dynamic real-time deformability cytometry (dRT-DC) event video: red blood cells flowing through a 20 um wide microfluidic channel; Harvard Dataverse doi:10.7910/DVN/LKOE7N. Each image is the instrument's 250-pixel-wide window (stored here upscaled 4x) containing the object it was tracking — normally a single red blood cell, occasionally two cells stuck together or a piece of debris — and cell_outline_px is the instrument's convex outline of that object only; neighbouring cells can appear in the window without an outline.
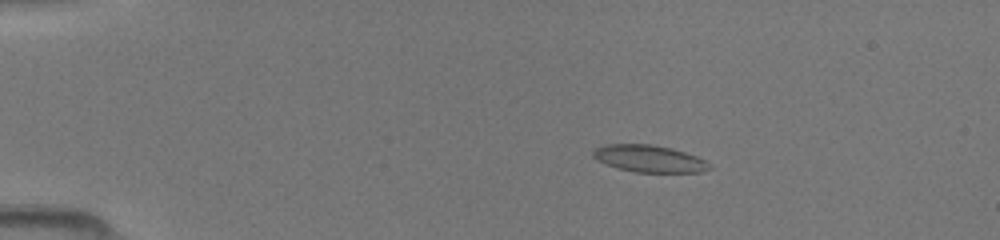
{"species": "common noctule bat (a hibernating species)", "species_latin": "Nyctalus noctula", "temperature_condition": "room temperature", "stored_images_in_passage": 50, "camera_frame_rate_fps": 3000, "um_per_image_px": 0.085, "animal": {"sex": "female", "body_mass_g": 19.5, "forearm_length_mm": 54.1}, "frame": {"image": 1, "passage_image": 9, "time_ms": 2.667, "image_size_px": [1000, 240], "cell_outline_px": [[712, 168], [704, 172], [636, 172], [620, 168], [608, 164], [592, 156], [592, 152], [596, 148], [608, 144], [652, 144], [672, 148], [696, 156], [704, 160]], "centroid_in_image_um": [55.22, 13.48], "position_along_channel_um": 29.8, "area_um2": 18.03}}
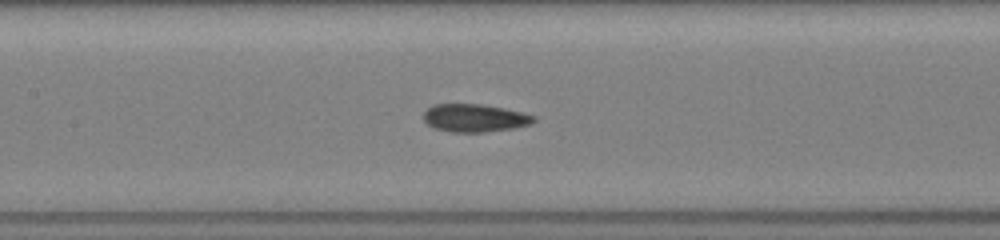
{"frame": {"image": 2, "passage_image": 24, "time_ms": 7.667, "image_size_px": [1000, 240], "cell_outline_px": [[536, 120], [532, 124], [516, 128], [484, 132], [452, 132], [436, 128], [428, 124], [424, 120], [424, 112], [432, 104], [484, 104], [504, 108], [536, 116]], "centroid_in_image_um": [40.38, 10.02], "position_along_channel_um": 167.0, "area_um2": 17.98}}
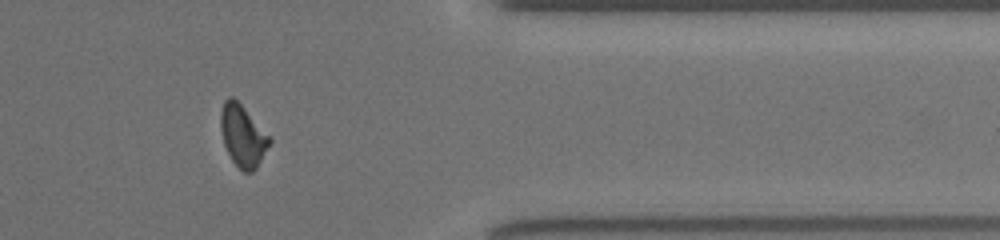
{"frame": {"image": 3, "passage_image": 41, "time_ms": 13.333, "image_size_px": [1000, 240], "cell_outline_px": [[272, 140], [256, 168], [252, 172], [244, 172], [232, 160], [224, 144], [220, 128], [220, 112], [224, 100], [228, 96], [232, 96], [244, 108]], "centroid_in_image_um": [20.6, 11.53], "position_along_channel_um": 390.8, "area_um2": 17.17}}